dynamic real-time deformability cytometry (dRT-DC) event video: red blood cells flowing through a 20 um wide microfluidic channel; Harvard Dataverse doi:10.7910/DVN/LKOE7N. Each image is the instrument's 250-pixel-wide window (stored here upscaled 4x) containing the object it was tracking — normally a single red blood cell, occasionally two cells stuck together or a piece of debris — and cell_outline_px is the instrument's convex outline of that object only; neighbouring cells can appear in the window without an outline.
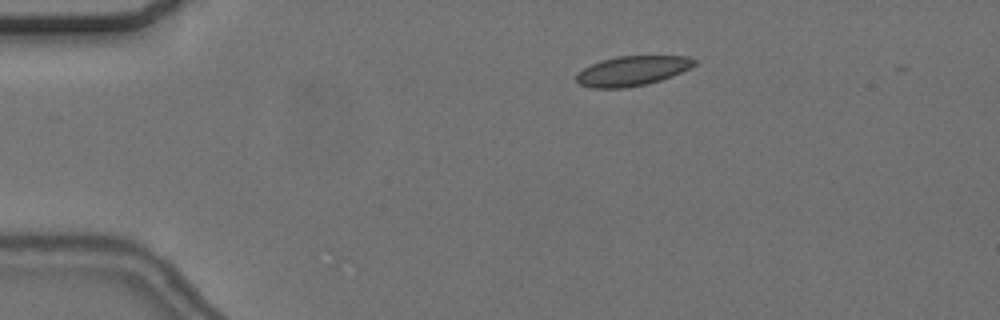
{"species": "common noctule bat (a hibernating species)", "species_latin": "Nyctalus noctula", "temperature_condition": "cold", "stored_images_in_passage": 44, "camera_frame_rate_fps": 3000, "um_per_image_px": 0.085, "animal": {"sex": "female", "body_mass_g": 24.6, "forearm_length_mm": 56.2}, "frame": {"image": 1, "passage_image": 1, "time_ms": 0.0, "image_size_px": [1000, 320], "cell_outline_px": [[696, 64], [672, 76], [660, 80], [628, 88], [592, 88], [580, 84], [576, 80], [576, 76], [584, 68], [600, 60], [616, 56], [688, 56], [696, 60]], "centroid_in_image_um": [53.73, 6.02], "position_along_channel_um": 31.3, "area_um2": 20.29}}
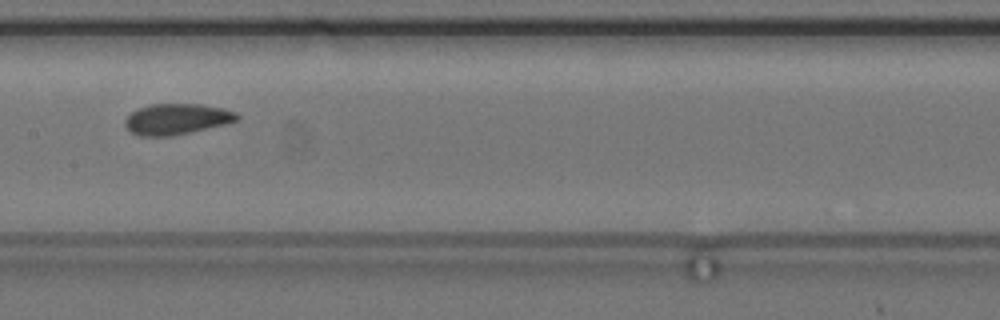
{"frame": {"image": 2, "passage_image": 19, "time_ms": 6.0, "image_size_px": [1000, 320], "cell_outline_px": [[240, 120], [224, 124], [172, 136], [140, 136], [132, 132], [124, 124], [124, 120], [136, 108], [152, 104], [200, 104], [224, 108], [236, 112], [240, 116]], "centroid_in_image_um": [15.03, 10.11], "position_along_channel_um": 192.4, "area_um2": 20.11}}
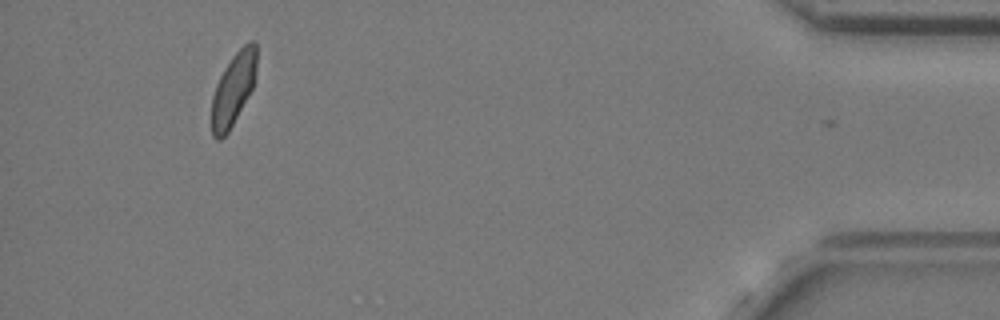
{"frame": {"image": 3, "passage_image": 43, "time_ms": 14.0, "image_size_px": [1000, 320], "cell_outline_px": [[256, 80], [252, 88], [228, 132], [220, 140], [216, 140], [212, 136], [212, 96], [216, 84], [224, 68], [232, 56], [248, 40], [252, 40], [256, 44]], "centroid_in_image_um": [19.83, 7.55], "position_along_channel_um": 415.4, "area_um2": 18.9}, "authors_computed_cell_mechanics": {"area_um2": 20.1144, "velocity_mm_per_s": 3.6179, "shape_relaxation_time_tau1_ms": 4.0886, "shape_relaxation_time_tau2_ms": 1.246, "deformation_change_tau1": 0.0828, "deformation_change_tau2": 0.0384}}